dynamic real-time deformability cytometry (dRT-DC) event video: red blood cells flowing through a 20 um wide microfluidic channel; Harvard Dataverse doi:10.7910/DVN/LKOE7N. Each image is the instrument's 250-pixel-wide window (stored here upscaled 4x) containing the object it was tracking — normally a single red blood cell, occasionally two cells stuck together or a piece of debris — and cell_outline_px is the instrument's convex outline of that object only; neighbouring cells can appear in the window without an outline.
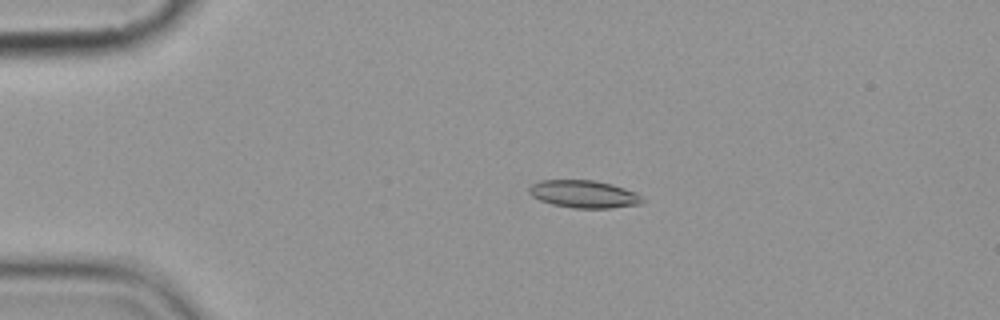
{"species": "common noctule bat (a hibernating species)", "species_latin": "Nyctalus noctula", "temperature_condition": "cold", "stored_images_in_passage": 6, "camera_frame_rate_fps": 3000, "um_per_image_px": 0.085, "animal": {"sex": "female", "body_mass_g": 19.9}, "frame": {"image": 1, "passage_image": 4, "time_ms": 3.333, "image_size_px": [1000, 320], "cell_outline_px": [[644, 200], [640, 204], [612, 208], [572, 208], [552, 204], [540, 200], [532, 196], [528, 192], [528, 188], [532, 184], [540, 180], [592, 180], [612, 184], [636, 192]], "centroid_in_image_um": [49.61, 16.5], "position_along_channel_um": 35.4, "area_um2": 18.21}}
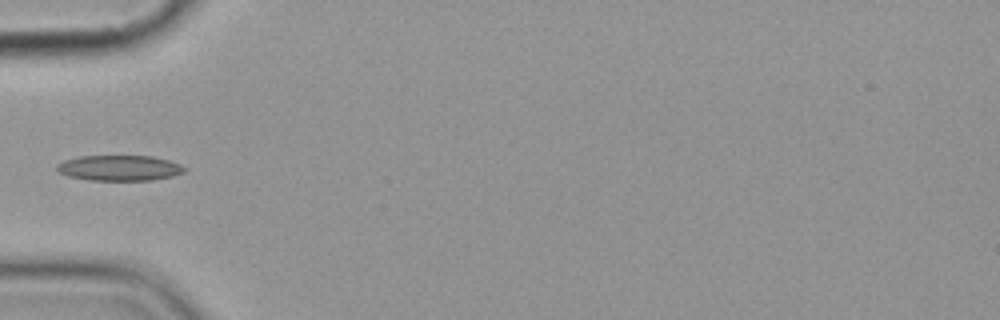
{"frame": {"image": 2, "passage_image": 6, "time_ms": 5.667, "image_size_px": [1000, 320], "cell_outline_px": [[184, 172], [172, 176], [152, 180], [88, 180], [68, 176], [60, 172], [56, 168], [56, 164], [64, 160], [80, 156], [152, 156], [168, 160], [180, 164], [184, 168]], "centroid_in_image_um": [10.13, 14.27], "position_along_channel_um": 74.9, "area_um2": 18.84}}